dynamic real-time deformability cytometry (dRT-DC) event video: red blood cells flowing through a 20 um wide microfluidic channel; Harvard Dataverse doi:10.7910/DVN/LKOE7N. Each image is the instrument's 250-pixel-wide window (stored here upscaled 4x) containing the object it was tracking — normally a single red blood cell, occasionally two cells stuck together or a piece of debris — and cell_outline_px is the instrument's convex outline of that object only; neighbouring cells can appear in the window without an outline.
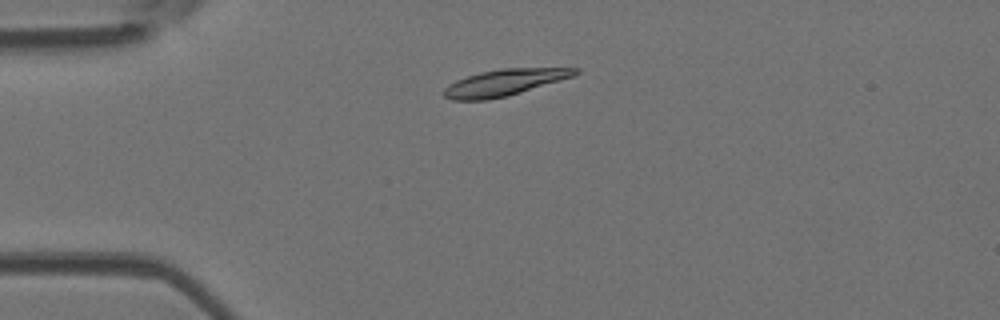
{"species": "Egyptian fruit bat (a non-hibernating species)", "species_latin": "Rousettus aegyptiacus", "temperature_condition": "room temperature", "stored_images_in_passage": 3, "camera_frame_rate_fps": 3000, "um_per_image_px": 0.085, "animal": {"sex": "female"}, "frame": {"image": 1, "passage_image": 1, "time_ms": 0.0, "image_size_px": [1000, 320], "cell_outline_px": [[580, 72], [572, 76], [508, 96], [488, 100], [452, 100], [444, 96], [444, 88], [448, 84], [456, 80], [480, 72], [500, 68], [580, 68]], "centroid_in_image_um": [42.83, 7.01], "position_along_channel_um": 42.2, "area_um2": 20.06}}
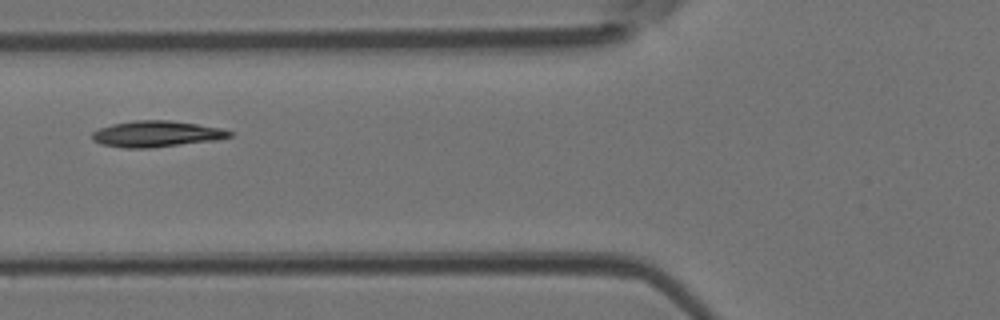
{"frame": {"image": 2, "passage_image": 3, "time_ms": 0.667, "image_size_px": [1000, 320], "cell_outline_px": [[232, 136], [216, 140], [148, 148], [124, 148], [100, 144], [92, 140], [92, 132], [100, 128], [112, 124], [136, 120], [168, 120], [196, 124], [220, 128], [232, 132]], "centroid_in_image_um": [13.26, 11.38], "position_along_channel_um": 112.5, "area_um2": 20.75}}